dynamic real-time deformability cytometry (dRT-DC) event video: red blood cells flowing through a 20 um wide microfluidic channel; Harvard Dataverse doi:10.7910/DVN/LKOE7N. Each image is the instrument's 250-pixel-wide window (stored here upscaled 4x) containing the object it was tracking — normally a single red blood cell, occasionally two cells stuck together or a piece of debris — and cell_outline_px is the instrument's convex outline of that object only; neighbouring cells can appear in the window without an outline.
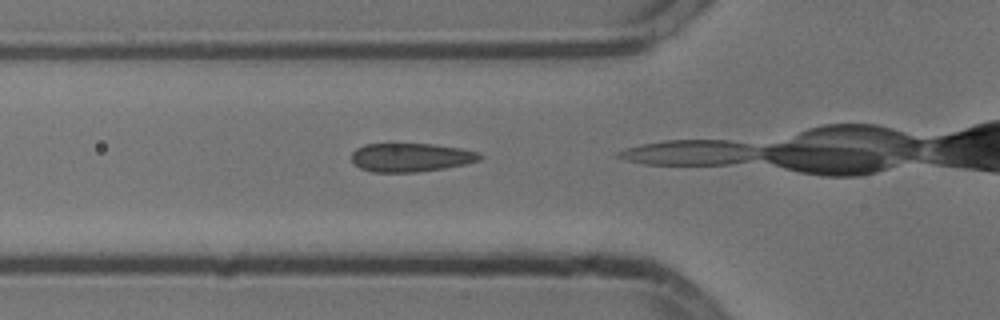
{"species": "common noctule bat (a hibernating species)", "species_latin": "Nyctalus noctula", "temperature_condition": "cold", "stored_images_in_passage": 4, "camera_frame_rate_fps": 3000, "um_per_image_px": 0.085, "animal": {"sex": "male", "body_mass_g": 13.3}, "frame": {"image": 1, "passage_image": 2, "time_ms": 0.333, "image_size_px": [1000, 320], "cell_outline_px": [[484, 156], [480, 160], [464, 164], [444, 168], [416, 172], [372, 172], [360, 168], [352, 160], [352, 152], [356, 148], [364, 144], [392, 140], [432, 144], [460, 148], [476, 152]], "centroid_in_image_um": [34.85, 13.32], "position_along_channel_um": 90.9, "area_um2": 22.25}}